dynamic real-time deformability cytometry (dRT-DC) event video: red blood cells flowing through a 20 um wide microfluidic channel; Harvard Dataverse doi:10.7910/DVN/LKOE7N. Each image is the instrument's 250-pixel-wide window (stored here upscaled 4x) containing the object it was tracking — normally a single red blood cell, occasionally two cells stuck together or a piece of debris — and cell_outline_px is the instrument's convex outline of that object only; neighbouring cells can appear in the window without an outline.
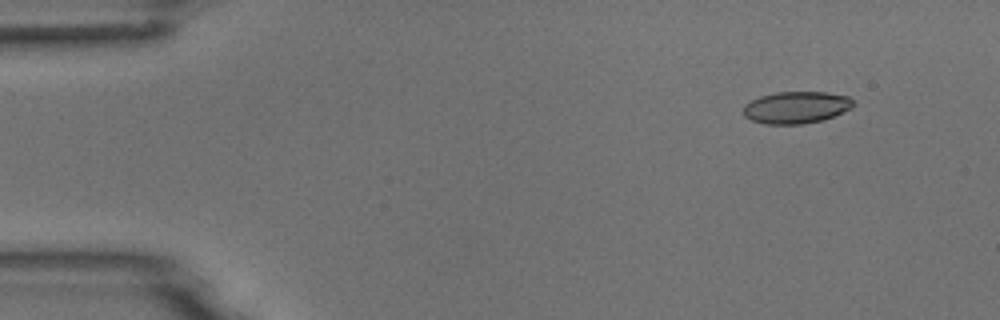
{"species": "common noctule bat (a hibernating species)", "species_latin": "Nyctalus noctula", "temperature_condition": "room temperature", "stored_images_in_passage": 4, "camera_frame_rate_fps": 3000, "um_per_image_px": 0.085, "animal": {"sex": "male", "body_mass_g": 18.8}, "frame": {"image": 1, "passage_image": 1, "time_ms": 0.0, "image_size_px": [1000, 320], "cell_outline_px": [[852, 108], [824, 120], [804, 124], [764, 124], [752, 120], [744, 116], [744, 104], [760, 96], [776, 92], [824, 92], [848, 96], [852, 100]], "centroid_in_image_um": [67.67, 9.14], "position_along_channel_um": 17.3, "area_um2": 20.46}}
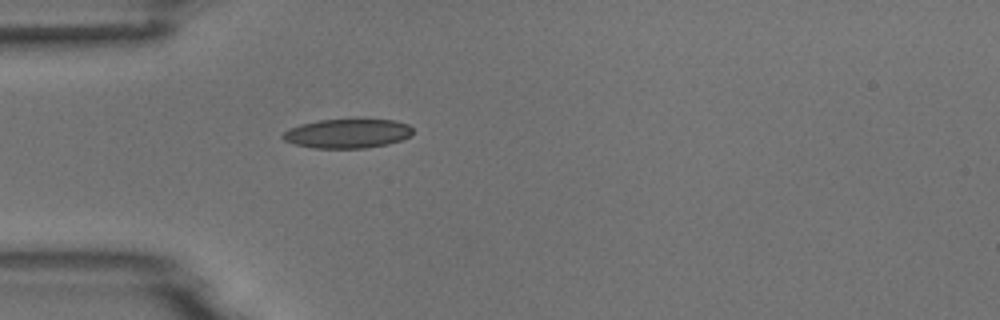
{"frame": {"image": 2, "passage_image": 4, "time_ms": 3.333, "image_size_px": [1000, 320], "cell_outline_px": [[412, 136], [388, 144], [364, 148], [316, 148], [296, 144], [284, 140], [280, 136], [288, 128], [300, 124], [320, 120], [392, 120], [408, 124], [412, 128]], "centroid_in_image_um": [29.52, 11.35], "position_along_channel_um": 55.5, "area_um2": 21.96}}